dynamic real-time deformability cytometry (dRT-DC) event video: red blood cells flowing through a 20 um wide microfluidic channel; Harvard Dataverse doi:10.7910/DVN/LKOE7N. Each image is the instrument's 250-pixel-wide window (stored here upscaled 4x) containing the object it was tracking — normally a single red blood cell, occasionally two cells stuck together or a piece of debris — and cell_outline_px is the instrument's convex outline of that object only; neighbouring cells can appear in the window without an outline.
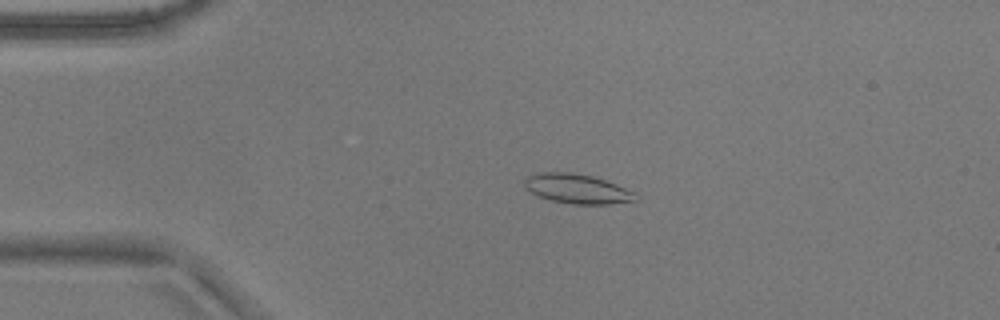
{"species": "common noctule bat (a hibernating species)", "species_latin": "Nyctalus noctula", "temperature_condition": "warm", "stored_images_in_passage": 45, "camera_frame_rate_fps": 3000, "um_per_image_px": 0.085, "animal": {"sex": "male", "body_mass_g": 17.9}, "frame": {"image": 1, "passage_image": 3, "time_ms": 0.667, "image_size_px": [1000, 320], "cell_outline_px": [[640, 200], [608, 204], [572, 204], [552, 200], [540, 196], [524, 188], [524, 180], [528, 176], [540, 172], [568, 172], [592, 176], [616, 184], [636, 192]], "centroid_in_image_um": [49.1, 16.05], "position_along_channel_um": 35.9, "area_um2": 19.07}}
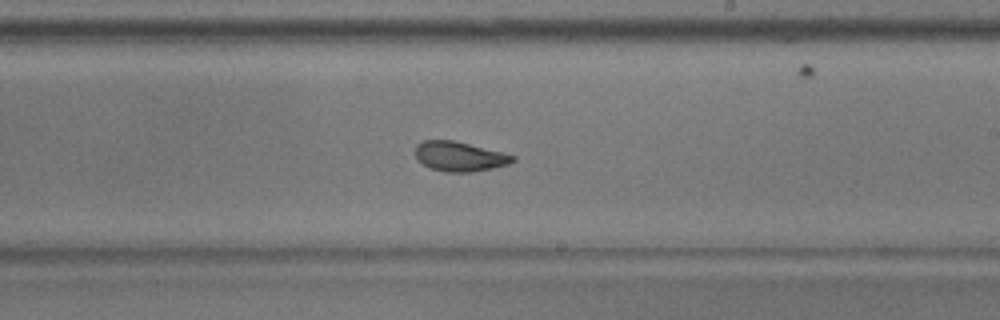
{"frame": {"image": 2, "passage_image": 23, "time_ms": 7.333, "image_size_px": [1000, 320], "cell_outline_px": [[516, 160], [508, 164], [492, 168], [472, 172], [444, 172], [428, 168], [416, 156], [416, 144], [424, 140], [452, 140], [516, 156]], "centroid_in_image_um": [39.05, 13.31], "position_along_channel_um": 250.0, "area_um2": 16.65}}
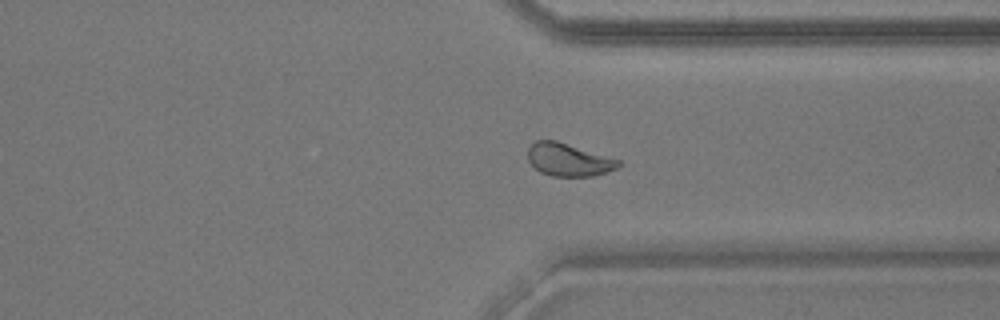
{"frame": {"image": 3, "passage_image": 32, "time_ms": 10.333, "image_size_px": [1000, 320], "cell_outline_px": [[620, 164], [616, 168], [592, 176], [552, 176], [540, 172], [528, 160], [528, 148], [536, 140], [556, 140], [620, 160]], "centroid_in_image_um": [48.29, 13.57], "position_along_channel_um": 363.1, "area_um2": 17.05}, "authors_computed_cell_mechanics": {"area_um2": 17.918, "velocity_mm_per_s": 3.772, "shape_relaxation_time_tau1_ms": null, "shape_relaxation_time_tau2_ms": 1.5529, "deformation_change_tau1": null, "deformation_change_tau2": 0.0762}}